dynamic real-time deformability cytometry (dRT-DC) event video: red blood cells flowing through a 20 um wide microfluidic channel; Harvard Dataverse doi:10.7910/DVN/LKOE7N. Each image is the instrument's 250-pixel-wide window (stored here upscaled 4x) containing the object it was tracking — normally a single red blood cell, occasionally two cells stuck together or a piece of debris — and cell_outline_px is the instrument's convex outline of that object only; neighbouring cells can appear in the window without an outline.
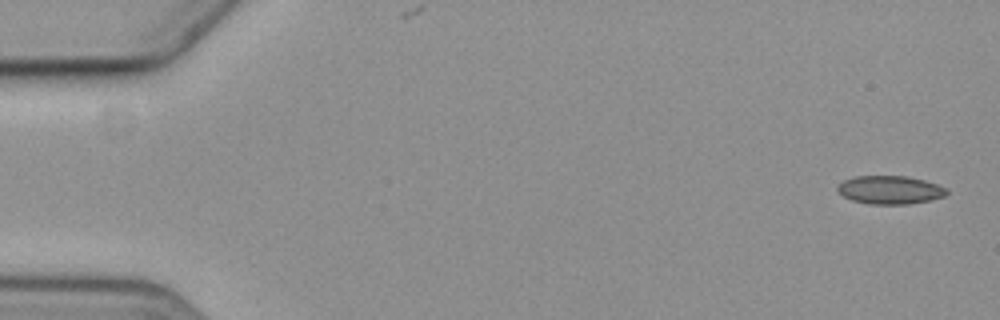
{"species": "common noctule bat (a hibernating species)", "species_latin": "Nyctalus noctula", "temperature_condition": "cold", "stored_images_in_passage": 5, "camera_frame_rate_fps": 3000, "um_per_image_px": 0.085, "animal": {"sex": "female", "body_mass_g": 19.3, "forearm_length_mm": 54.1}, "frame": {"image": 1, "passage_image": 1, "time_ms": 0.0, "image_size_px": [1000, 320], "cell_outline_px": [[948, 192], [944, 196], [928, 200], [908, 204], [868, 204], [852, 200], [844, 196], [836, 188], [844, 180], [856, 176], [908, 176], [924, 180], [948, 188]], "centroid_in_image_um": [75.66, 16.14], "position_along_channel_um": 9.3, "area_um2": 17.86}}